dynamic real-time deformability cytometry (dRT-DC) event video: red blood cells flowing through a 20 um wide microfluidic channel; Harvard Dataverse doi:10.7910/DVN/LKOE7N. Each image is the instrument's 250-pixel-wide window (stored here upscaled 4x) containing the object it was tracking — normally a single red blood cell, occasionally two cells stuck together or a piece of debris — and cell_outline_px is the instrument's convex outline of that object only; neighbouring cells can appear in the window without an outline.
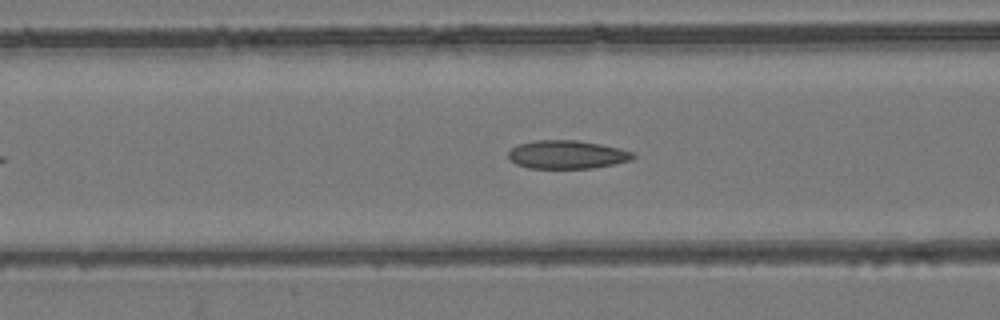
{"species": "common noctule bat (a hibernating species)", "species_latin": "Nyctalus noctula", "temperature_condition": "room temperature", "stored_images_in_passage": 36, "camera_frame_rate_fps": 3000, "um_per_image_px": 0.085, "animal": {"sex": "female", "body_mass_g": 24.6, "forearm_length_mm": 56.2}, "frame": {"image": 1, "passage_image": 8, "time_ms": 2.333, "image_size_px": [1000, 320], "cell_outline_px": [[636, 156], [628, 160], [612, 164], [592, 168], [528, 168], [516, 164], [508, 156], [508, 152], [512, 148], [520, 144], [536, 140], [576, 140], [600, 144], [620, 148], [632, 152]], "centroid_in_image_um": [48.18, 13.13], "position_along_channel_um": 118.4, "area_um2": 20.35}}
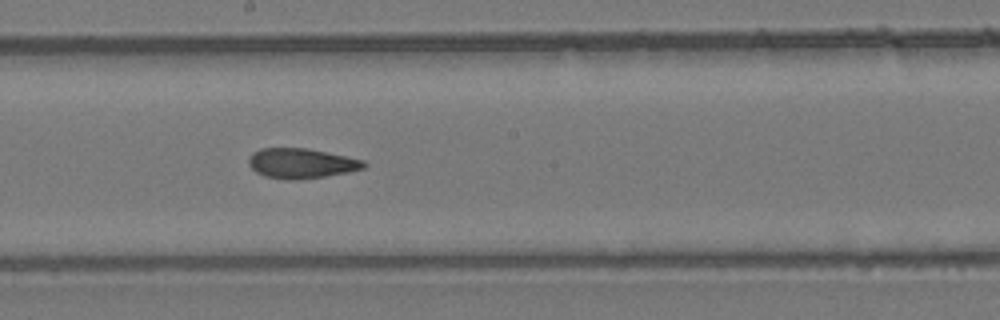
{"frame": {"image": 2, "passage_image": 16, "time_ms": 5.0, "image_size_px": [1000, 320], "cell_outline_px": [[368, 164], [364, 168], [348, 172], [324, 176], [296, 180], [284, 180], [264, 176], [256, 172], [248, 164], [248, 160], [252, 152], [260, 148], [308, 148], [364, 160]], "centroid_in_image_um": [25.59, 13.88], "position_along_channel_um": 222.6, "area_um2": 20.23}}
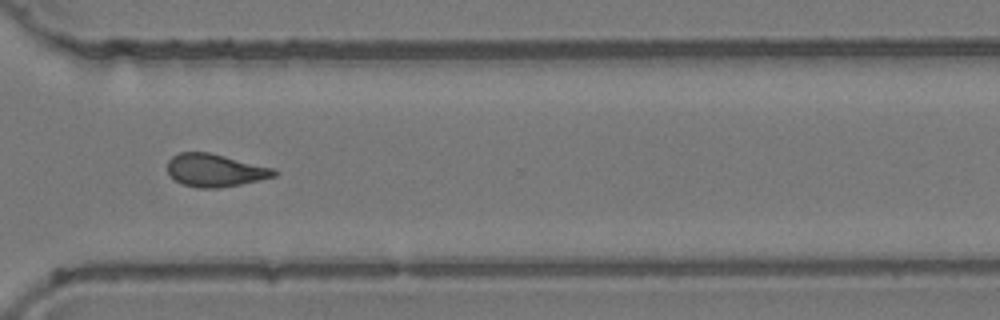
{"frame": {"image": 3, "passage_image": 26, "time_ms": 8.333, "image_size_px": [1000, 320], "cell_outline_px": [[276, 176], [240, 184], [216, 188], [200, 188], [180, 184], [168, 172], [168, 160], [172, 156], [180, 152], [208, 152], [272, 168], [276, 172]], "centroid_in_image_um": [18.23, 14.48], "position_along_channel_um": 352.4, "area_um2": 20.0}, "authors_computed_cell_mechanics": {"area_um2": 20.2878, "velocity_mm_per_s": 3.9, "shape_relaxation_time_tau1_ms": null, "shape_relaxation_time_tau2_ms": 2.9262, "deformation_change_tau1": null, "deformation_change_tau2": 0.1097}}